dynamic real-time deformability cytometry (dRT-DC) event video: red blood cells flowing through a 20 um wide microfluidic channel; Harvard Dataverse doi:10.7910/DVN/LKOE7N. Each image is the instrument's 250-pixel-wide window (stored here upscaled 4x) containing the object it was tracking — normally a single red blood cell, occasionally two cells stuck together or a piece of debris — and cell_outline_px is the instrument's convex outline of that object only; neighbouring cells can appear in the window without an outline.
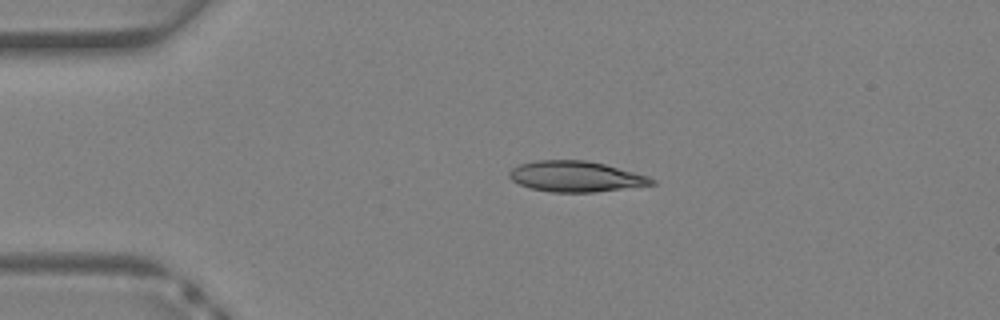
{"species": "Egyptian fruit bat (a non-hibernating species)", "species_latin": "Rousettus aegyptiacus", "temperature_condition": "warm", "stored_images_in_passage": 30, "camera_frame_rate_fps": 3000, "um_per_image_px": 0.085, "animal": {"sex": "female"}, "frame": {"image": 1, "passage_image": 1, "time_ms": 0.0, "image_size_px": [1000, 320], "cell_outline_px": [[656, 184], [596, 192], [552, 192], [532, 188], [520, 184], [512, 180], [508, 176], [508, 172], [512, 168], [520, 164], [536, 160], [584, 160], [604, 164], [648, 176], [656, 180]], "centroid_in_image_um": [48.94, 15.0], "position_along_channel_um": 36.1, "area_um2": 25.32}}
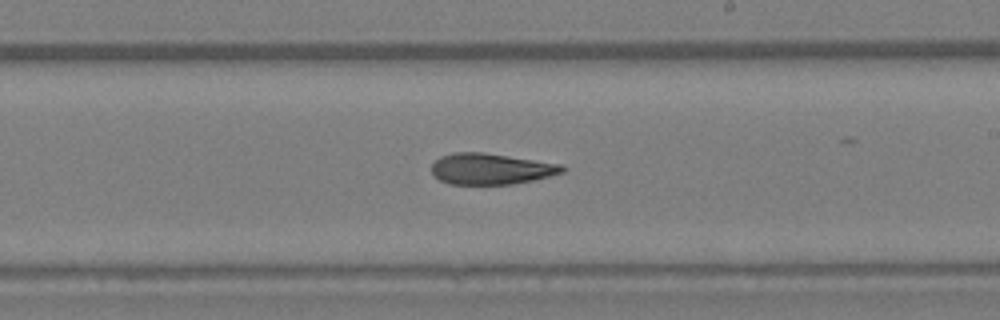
{"frame": {"image": 2, "passage_image": 15, "time_ms": 4.667, "image_size_px": [1000, 320], "cell_outline_px": [[568, 168], [564, 172], [532, 180], [512, 184], [448, 184], [432, 176], [432, 164], [440, 156], [456, 152], [484, 152], [564, 164]], "centroid_in_image_um": [41.74, 14.35], "position_along_channel_um": 247.3, "area_um2": 23.87}}
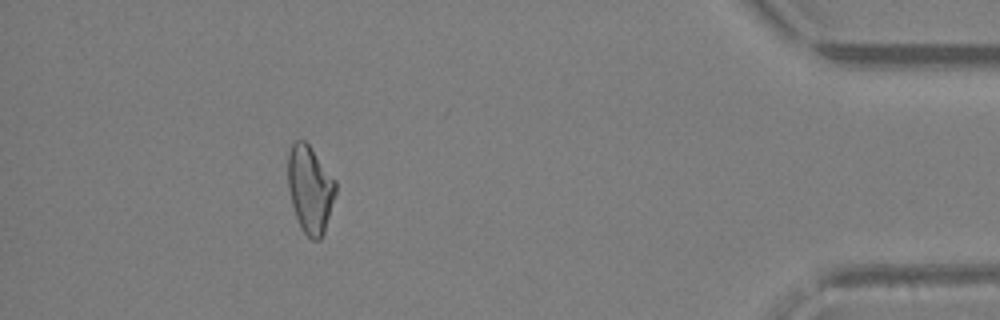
{"frame": {"image": 3, "passage_image": 27, "time_ms": 8.667, "image_size_px": [1000, 320], "cell_outline_px": [[336, 192], [324, 232], [320, 240], [312, 240], [304, 232], [296, 216], [292, 204], [288, 188], [288, 152], [292, 144], [296, 140], [304, 140], [308, 144], [336, 180]], "centroid_in_image_um": [26.36, 16.07], "position_along_channel_um": 408.8, "area_um2": 24.04}}